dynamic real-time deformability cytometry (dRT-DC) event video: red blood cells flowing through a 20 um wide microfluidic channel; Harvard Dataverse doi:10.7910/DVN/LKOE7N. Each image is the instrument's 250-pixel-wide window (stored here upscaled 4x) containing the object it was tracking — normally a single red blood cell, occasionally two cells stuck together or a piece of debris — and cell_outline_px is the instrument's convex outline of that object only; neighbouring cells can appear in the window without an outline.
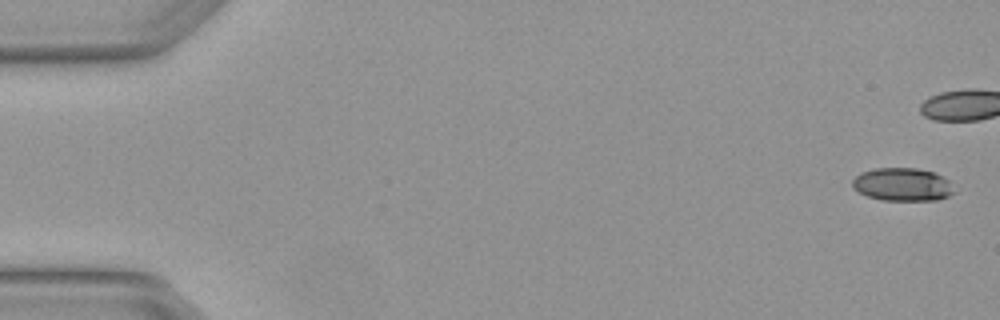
{"species": "Egyptian fruit bat (a non-hibernating species)", "species_latin": "Rousettus aegyptiacus", "temperature_condition": "warm", "stored_images_in_passage": 6, "camera_frame_rate_fps": 3000, "um_per_image_px": 0.085, "animal": {"sex": "female"}, "frame": {"image": 1, "passage_image": 1, "time_ms": 0.0, "image_size_px": [1000, 320], "cell_outline_px": [[956, 192], [948, 196], [936, 200], [880, 200], [868, 196], [852, 188], [852, 180], [860, 172], [876, 168], [916, 168], [936, 172], [948, 180]], "centroid_in_image_um": [76.71, 15.67], "position_along_channel_um": 8.3, "area_um2": 19.71}}
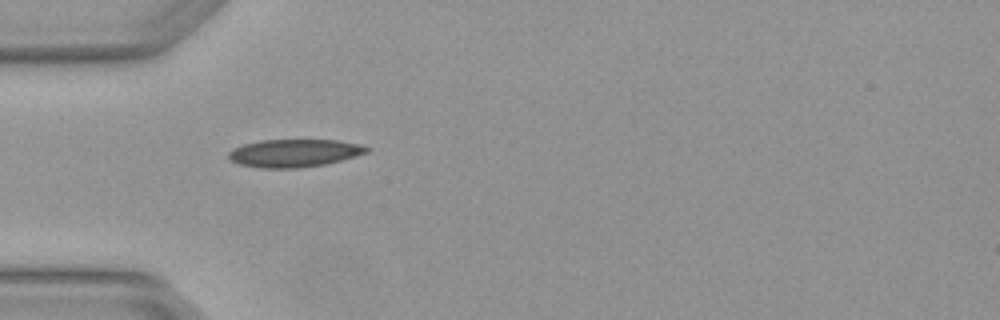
{"frame": {"image": 2, "passage_image": 4, "time_ms": 1.0, "image_size_px": [1000, 320], "cell_outline_px": [[372, 148], [368, 152], [340, 160], [324, 164], [296, 168], [260, 168], [240, 164], [228, 160], [228, 152], [232, 148], [244, 144], [260, 140], [336, 140], [360, 144]], "centroid_in_image_um": [24.98, 13.01], "position_along_channel_um": 60.0, "area_um2": 22.37}}
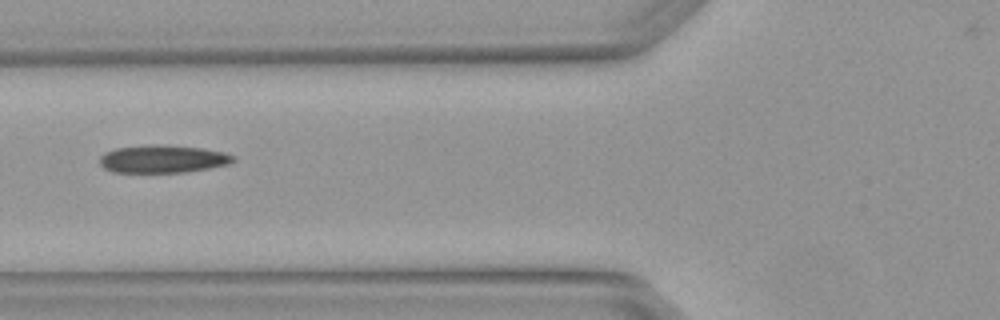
{"frame": {"image": 3, "passage_image": 5, "time_ms": 1.333, "image_size_px": [1000, 320], "cell_outline_px": [[236, 160], [232, 164], [184, 172], [112, 172], [104, 168], [100, 164], [100, 156], [104, 152], [116, 148], [152, 144], [160, 144], [200, 148], [224, 152], [236, 156]], "centroid_in_image_um": [13.85, 13.51], "position_along_channel_um": 111.9, "area_um2": 21.73}}